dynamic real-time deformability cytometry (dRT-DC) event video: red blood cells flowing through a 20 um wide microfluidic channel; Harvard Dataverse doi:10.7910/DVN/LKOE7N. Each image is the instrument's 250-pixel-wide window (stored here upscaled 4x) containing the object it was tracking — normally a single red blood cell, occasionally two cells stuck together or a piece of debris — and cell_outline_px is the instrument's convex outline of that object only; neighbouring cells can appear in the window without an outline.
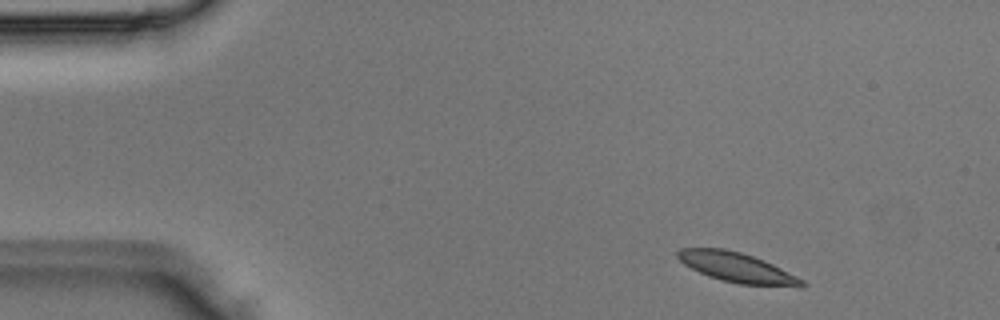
{"species": "Egyptian fruit bat (a non-hibernating species)", "species_latin": "Rousettus aegyptiacus", "temperature_condition": "room temperature", "stored_images_in_passage": 3, "camera_frame_rate_fps": 3000, "um_per_image_px": 0.085, "animal": {"sex": "male"}, "frame": {"image": 1, "passage_image": 1, "time_ms": 0.0, "image_size_px": [1000, 320], "cell_outline_px": [[808, 284], [804, 288], [800, 288], [740, 284], [720, 280], [708, 276], [684, 264], [676, 256], [676, 252], [680, 248], [724, 248], [740, 252], [764, 260], [804, 280]], "centroid_in_image_um": [62.7, 22.76], "position_along_channel_um": 22.3, "area_um2": 21.73}}